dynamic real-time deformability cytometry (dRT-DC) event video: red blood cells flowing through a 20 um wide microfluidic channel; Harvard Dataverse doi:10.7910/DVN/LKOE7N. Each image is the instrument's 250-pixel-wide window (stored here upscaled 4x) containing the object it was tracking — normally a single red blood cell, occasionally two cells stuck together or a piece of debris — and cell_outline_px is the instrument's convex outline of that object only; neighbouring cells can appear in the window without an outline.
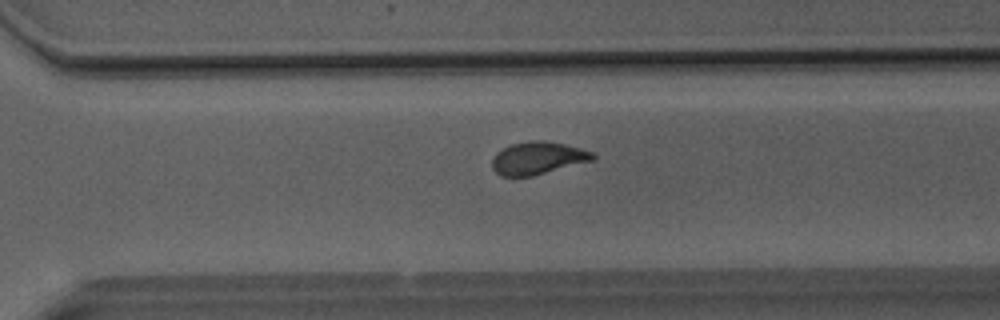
{"species": "Egyptian fruit bat (a non-hibernating species)", "species_latin": "Rousettus aegyptiacus", "temperature_condition": "room temperature", "stored_images_in_passage": 41, "camera_frame_rate_fps": 3000, "um_per_image_px": 0.085, "animal": {"sex": "male"}, "frame": {"image": 1, "passage_image": 26, "time_ms": 8.333, "image_size_px": [1000, 320], "cell_outline_px": [[596, 160], [532, 176], [500, 176], [492, 168], [492, 160], [496, 152], [512, 144], [528, 140], [544, 140], [564, 144], [580, 148], [592, 152], [596, 156]], "centroid_in_image_um": [45.73, 13.44], "position_along_channel_um": 324.9, "area_um2": 19.25}}
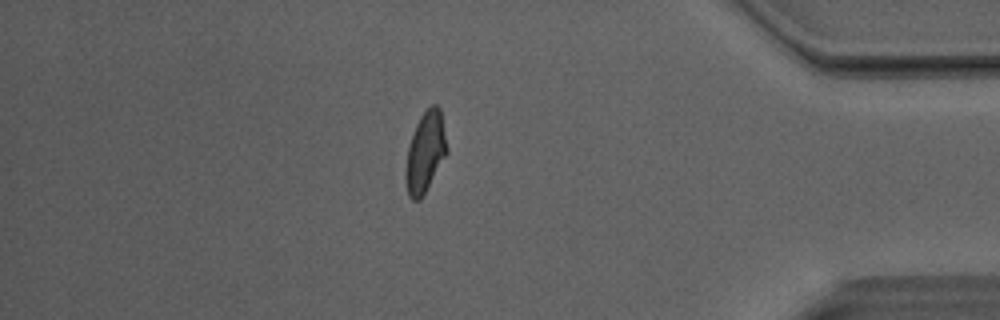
{"frame": {"image": 2, "passage_image": 34, "time_ms": 11.0, "image_size_px": [1000, 320], "cell_outline_px": [[448, 152], [420, 200], [412, 200], [408, 196], [404, 176], [404, 172], [408, 148], [416, 124], [420, 116], [432, 104], [436, 104], [440, 108], [448, 148]], "centroid_in_image_um": [36.14, 12.94], "position_along_channel_um": 399.1, "area_um2": 19.31}}
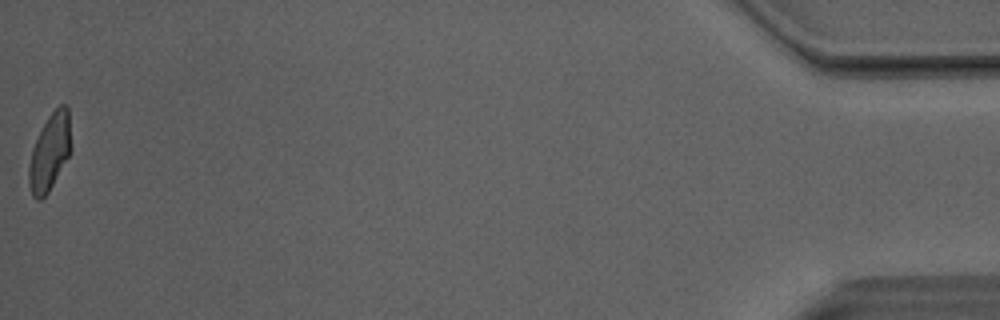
{"frame": {"image": 3, "passage_image": 41, "time_ms": 13.333, "image_size_px": [1000, 320], "cell_outline_px": [[72, 148], [68, 156], [48, 192], [40, 200], [36, 200], [32, 196], [28, 184], [28, 168], [32, 148], [48, 116], [60, 104], [64, 104], [68, 108]], "centroid_in_image_um": [4.22, 12.94], "position_along_channel_um": 431.0, "area_um2": 18.73}, "authors_computed_cell_mechanics": {"area_um2": 19.2474, "velocity_mm_per_s": 4.0912, "shape_relaxation_time_tau1_ms": 5.2959, "shape_relaxation_time_tau2_ms": 0.9066, "deformation_change_tau1": 0.1547, "deformation_change_tau2": 0.0535}}